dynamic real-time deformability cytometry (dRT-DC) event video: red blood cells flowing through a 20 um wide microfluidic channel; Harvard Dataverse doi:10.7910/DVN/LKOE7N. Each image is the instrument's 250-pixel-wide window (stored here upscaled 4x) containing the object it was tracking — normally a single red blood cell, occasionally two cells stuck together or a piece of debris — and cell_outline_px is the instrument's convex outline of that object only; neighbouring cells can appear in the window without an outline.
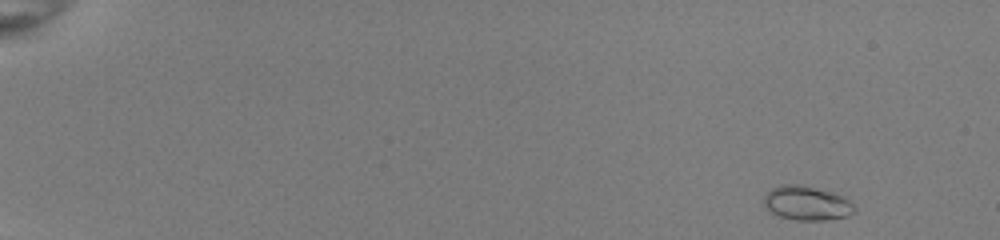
{"species": "common noctule bat (a hibernating species)", "species_latin": "Nyctalus noctula", "temperature_condition": "room temperature", "stored_images_in_passage": 49, "camera_frame_rate_fps": 3000, "um_per_image_px": 0.085, "animal": {"sex": "female", "body_mass_g": 22.0, "forearm_length_mm": 56.7}, "frame": {"image": 1, "passage_image": 1, "time_ms": 0.0, "image_size_px": [1000, 240], "cell_outline_px": [[856, 212], [848, 216], [824, 220], [796, 220], [780, 216], [768, 212], [764, 204], [764, 196], [772, 188], [780, 184], [800, 184], [832, 192], [848, 200], [856, 208]], "centroid_in_image_um": [68.55, 17.27], "position_along_channel_um": 16.4, "area_um2": 18.09}}
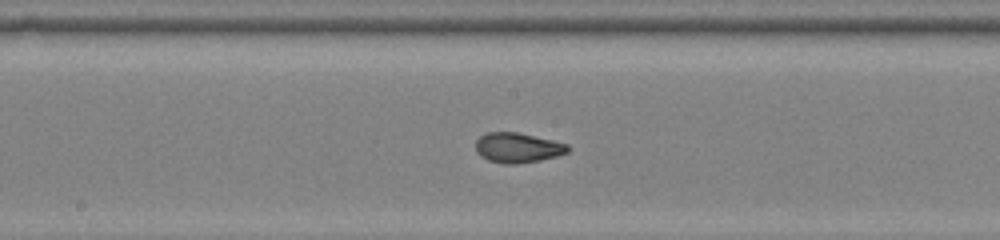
{"frame": {"image": 2, "passage_image": 27, "time_ms": 8.667, "image_size_px": [1000, 240], "cell_outline_px": [[568, 152], [556, 156], [540, 160], [516, 164], [504, 164], [488, 160], [480, 156], [476, 152], [476, 140], [480, 136], [488, 132], [516, 132], [552, 140], [568, 144]], "centroid_in_image_um": [43.97, 12.56], "position_along_channel_um": 204.2, "area_um2": 16.01}}
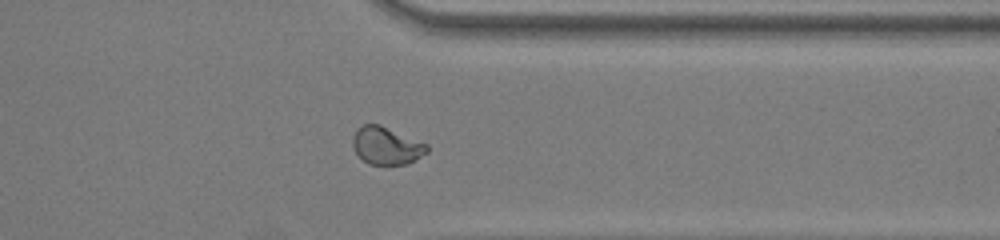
{"frame": {"image": 3, "passage_image": 40, "time_ms": 13.0, "image_size_px": [1000, 240], "cell_outline_px": [[428, 152], [408, 164], [368, 164], [352, 148], [352, 136], [356, 128], [364, 124], [380, 124], [428, 144]], "centroid_in_image_um": [32.83, 12.37], "position_along_channel_um": 378.6, "area_um2": 16.36}, "authors_computed_cell_mechanics": {"area_um2": 16.184, "velocity_mm_per_s": 4.0191, "shape_relaxation_time_tau1_ms": 6.2241, "shape_relaxation_time_tau2_ms": 0.9652, "deformation_change_tau1": 0.1675, "deformation_change_tau2": 0.0666}}